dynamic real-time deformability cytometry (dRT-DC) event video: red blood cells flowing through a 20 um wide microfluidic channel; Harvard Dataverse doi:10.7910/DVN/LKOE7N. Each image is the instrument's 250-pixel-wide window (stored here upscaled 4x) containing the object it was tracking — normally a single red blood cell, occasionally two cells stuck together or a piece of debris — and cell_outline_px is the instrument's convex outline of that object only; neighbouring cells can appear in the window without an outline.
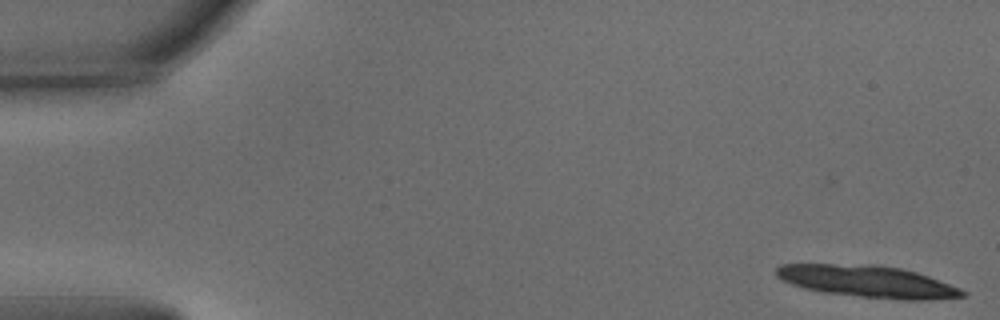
{"species": "common noctule bat (a hibernating species)", "species_latin": "Nyctalus noctula", "temperature_condition": "warm", "stored_images_in_passage": 14, "camera_frame_rate_fps": 3000, "um_per_image_px": 0.085, "animal": {"sex": "male", "body_mass_g": 15.6}, "frame": {"image": 1, "passage_image": 1, "time_ms": 0.0, "image_size_px": [1000, 320], "cell_outline_px": [[968, 292], [964, 296], [924, 300], [904, 300], [860, 296], [820, 292], [804, 288], [792, 284], [776, 276], [776, 268], [780, 264], [872, 264], [900, 268], [916, 272], [928, 276], [960, 288]], "centroid_in_image_um": [73.73, 23.92], "position_along_channel_um": 11.3, "area_um2": 34.45}}